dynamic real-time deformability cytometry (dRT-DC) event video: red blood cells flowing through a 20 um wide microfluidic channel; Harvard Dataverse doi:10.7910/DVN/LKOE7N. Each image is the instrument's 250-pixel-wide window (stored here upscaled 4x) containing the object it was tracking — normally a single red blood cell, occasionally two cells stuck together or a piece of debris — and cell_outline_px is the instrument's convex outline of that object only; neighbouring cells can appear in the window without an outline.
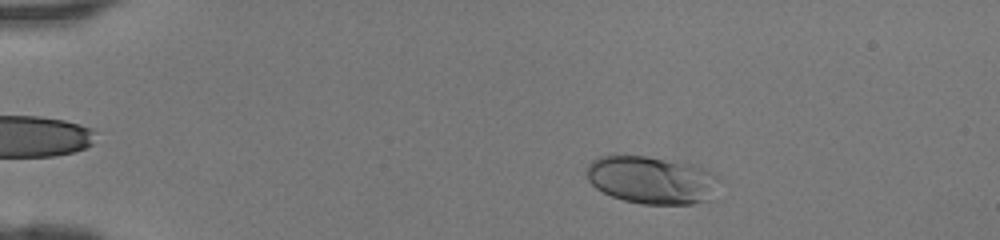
{"species": "human", "species_latin": "Homo sapiens", "temperature_condition": "room temperature", "stored_images_in_passage": 43, "camera_frame_rate_fps": 3000, "um_per_image_px": 0.085, "donor": {"sex": "female"}, "frame": {"image": 1, "passage_image": 6, "time_ms": 1.667, "image_size_px": [1000, 240], "cell_outline_px": [[716, 176], [704, 200], [692, 204], [640, 204], [624, 200], [612, 196], [596, 188], [588, 180], [584, 172], [588, 164], [596, 156], [644, 156], [684, 160], [696, 164], [716, 172]], "centroid_in_image_um": [55.29, 15.25], "position_along_channel_um": 29.7, "area_um2": 36.7}}
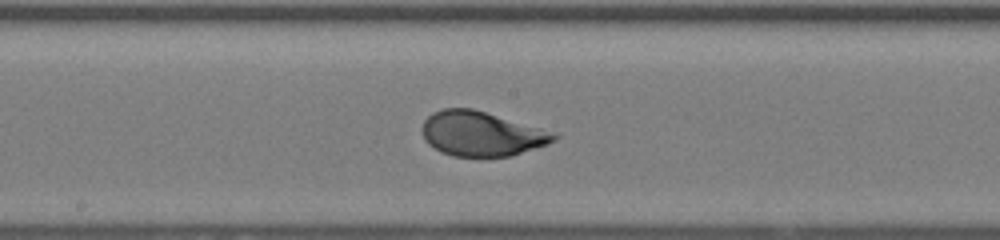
{"frame": {"image": 2, "passage_image": 23, "time_ms": 7.333, "image_size_px": [1000, 240], "cell_outline_px": [[560, 136], [556, 140], [548, 144], [512, 156], [452, 156], [440, 152], [428, 144], [424, 140], [420, 128], [424, 120], [432, 112], [444, 108], [472, 108], [560, 132]], "centroid_in_image_um": [40.97, 11.36], "position_along_channel_um": 207.2, "area_um2": 35.03}}
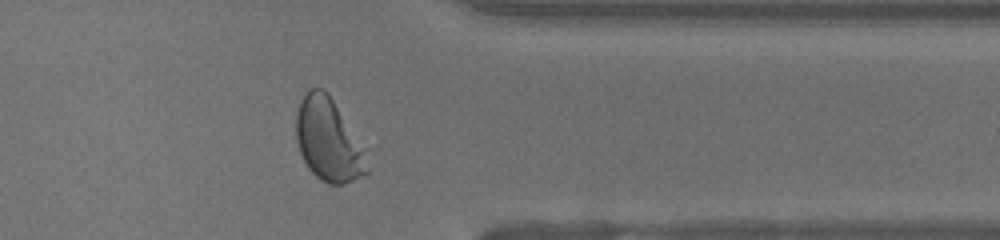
{"frame": {"image": 3, "passage_image": 35, "time_ms": 11.333, "image_size_px": [1000, 240], "cell_outline_px": [[368, 172], [344, 184], [328, 184], [320, 180], [308, 168], [300, 152], [296, 140], [296, 116], [300, 100], [308, 88], [324, 88], [328, 92], [364, 148], [368, 168]], "centroid_in_image_um": [27.89, 11.88], "position_along_channel_um": 383.5, "area_um2": 34.1}}